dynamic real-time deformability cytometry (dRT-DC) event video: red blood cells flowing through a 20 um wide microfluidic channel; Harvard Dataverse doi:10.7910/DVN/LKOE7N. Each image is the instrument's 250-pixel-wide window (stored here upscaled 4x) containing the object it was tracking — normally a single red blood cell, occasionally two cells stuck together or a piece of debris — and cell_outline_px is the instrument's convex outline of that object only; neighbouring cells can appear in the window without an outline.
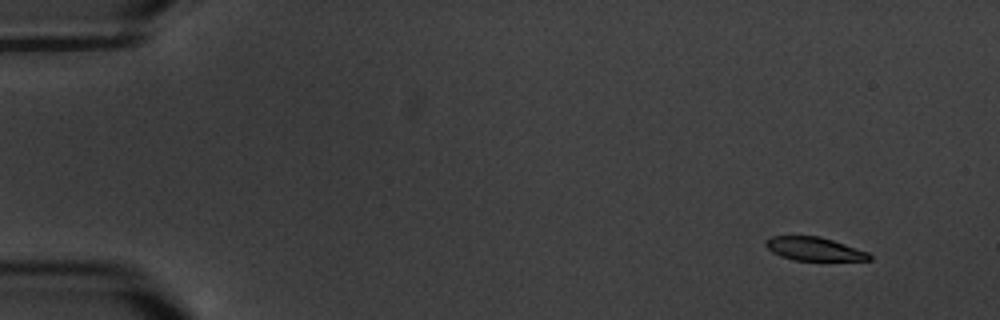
{"species": "common noctule bat (a hibernating species)", "species_latin": "Nyctalus noctula", "temperature_condition": "warm", "stored_images_in_passage": 6, "segment_of_instrument_passage": [2, 2], "camera_frame_rate_fps": 3000, "um_per_image_px": 0.085, "animal": {"sex": "male", "body_mass_g": 20.1, "forearm_length_mm": 53.5}, "frame": {"image": 1, "passage_image": 6, "time_ms": 7.333, "image_size_px": [1000, 320], "cell_outline_px": [[872, 260], [796, 260], [780, 256], [772, 252], [764, 244], [764, 240], [772, 236], [820, 236], [868, 252], [872, 256]], "centroid_in_image_um": [69.18, 21.15], "position_along_channel_um": 15.8, "area_um2": 14.05}}